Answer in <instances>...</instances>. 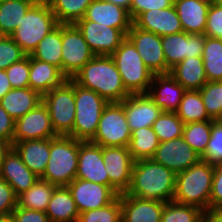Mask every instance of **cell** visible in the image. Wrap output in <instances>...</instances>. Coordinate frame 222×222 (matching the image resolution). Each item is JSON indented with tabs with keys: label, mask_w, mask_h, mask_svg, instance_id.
I'll return each instance as SVG.
<instances>
[{
	"label": "cell",
	"mask_w": 222,
	"mask_h": 222,
	"mask_svg": "<svg viewBox=\"0 0 222 222\" xmlns=\"http://www.w3.org/2000/svg\"><path fill=\"white\" fill-rule=\"evenodd\" d=\"M176 173L152 159L134 162L127 195L162 202L173 201Z\"/></svg>",
	"instance_id": "obj_1"
},
{
	"label": "cell",
	"mask_w": 222,
	"mask_h": 222,
	"mask_svg": "<svg viewBox=\"0 0 222 222\" xmlns=\"http://www.w3.org/2000/svg\"><path fill=\"white\" fill-rule=\"evenodd\" d=\"M110 102H122L130 94L123 85L120 72L111 56L95 55L72 78Z\"/></svg>",
	"instance_id": "obj_2"
},
{
	"label": "cell",
	"mask_w": 222,
	"mask_h": 222,
	"mask_svg": "<svg viewBox=\"0 0 222 222\" xmlns=\"http://www.w3.org/2000/svg\"><path fill=\"white\" fill-rule=\"evenodd\" d=\"M214 176V164L200 160L187 170L176 174L173 201L209 209Z\"/></svg>",
	"instance_id": "obj_3"
},
{
	"label": "cell",
	"mask_w": 222,
	"mask_h": 222,
	"mask_svg": "<svg viewBox=\"0 0 222 222\" xmlns=\"http://www.w3.org/2000/svg\"><path fill=\"white\" fill-rule=\"evenodd\" d=\"M78 153L79 140L63 135L50 138V157L40 179L57 187L68 186L77 174Z\"/></svg>",
	"instance_id": "obj_4"
},
{
	"label": "cell",
	"mask_w": 222,
	"mask_h": 222,
	"mask_svg": "<svg viewBox=\"0 0 222 222\" xmlns=\"http://www.w3.org/2000/svg\"><path fill=\"white\" fill-rule=\"evenodd\" d=\"M111 57L130 95L148 93L154 73L144 65L137 49L127 37Z\"/></svg>",
	"instance_id": "obj_5"
},
{
	"label": "cell",
	"mask_w": 222,
	"mask_h": 222,
	"mask_svg": "<svg viewBox=\"0 0 222 222\" xmlns=\"http://www.w3.org/2000/svg\"><path fill=\"white\" fill-rule=\"evenodd\" d=\"M58 25L46 0L37 1L23 16L10 35L20 48L30 55L40 41Z\"/></svg>",
	"instance_id": "obj_6"
},
{
	"label": "cell",
	"mask_w": 222,
	"mask_h": 222,
	"mask_svg": "<svg viewBox=\"0 0 222 222\" xmlns=\"http://www.w3.org/2000/svg\"><path fill=\"white\" fill-rule=\"evenodd\" d=\"M75 121L69 135L80 141H91L98 129L99 120L108 101L95 91L74 82Z\"/></svg>",
	"instance_id": "obj_7"
},
{
	"label": "cell",
	"mask_w": 222,
	"mask_h": 222,
	"mask_svg": "<svg viewBox=\"0 0 222 222\" xmlns=\"http://www.w3.org/2000/svg\"><path fill=\"white\" fill-rule=\"evenodd\" d=\"M46 105L52 127L57 135L69 136L75 121L74 81L65 80L42 96Z\"/></svg>",
	"instance_id": "obj_8"
},
{
	"label": "cell",
	"mask_w": 222,
	"mask_h": 222,
	"mask_svg": "<svg viewBox=\"0 0 222 222\" xmlns=\"http://www.w3.org/2000/svg\"><path fill=\"white\" fill-rule=\"evenodd\" d=\"M131 135L124 106L120 102H110L101 114L97 132L91 142L101 147H128Z\"/></svg>",
	"instance_id": "obj_9"
},
{
	"label": "cell",
	"mask_w": 222,
	"mask_h": 222,
	"mask_svg": "<svg viewBox=\"0 0 222 222\" xmlns=\"http://www.w3.org/2000/svg\"><path fill=\"white\" fill-rule=\"evenodd\" d=\"M95 55L75 24H62V74L72 79Z\"/></svg>",
	"instance_id": "obj_10"
},
{
	"label": "cell",
	"mask_w": 222,
	"mask_h": 222,
	"mask_svg": "<svg viewBox=\"0 0 222 222\" xmlns=\"http://www.w3.org/2000/svg\"><path fill=\"white\" fill-rule=\"evenodd\" d=\"M126 37L137 49L144 65L154 74L170 73L171 69L166 65L161 36L140 29L132 23Z\"/></svg>",
	"instance_id": "obj_11"
},
{
	"label": "cell",
	"mask_w": 222,
	"mask_h": 222,
	"mask_svg": "<svg viewBox=\"0 0 222 222\" xmlns=\"http://www.w3.org/2000/svg\"><path fill=\"white\" fill-rule=\"evenodd\" d=\"M102 156L109 176L110 188L118 195L126 193L131 184L135 162L128 147H102Z\"/></svg>",
	"instance_id": "obj_12"
},
{
	"label": "cell",
	"mask_w": 222,
	"mask_h": 222,
	"mask_svg": "<svg viewBox=\"0 0 222 222\" xmlns=\"http://www.w3.org/2000/svg\"><path fill=\"white\" fill-rule=\"evenodd\" d=\"M75 25L94 55L111 56L126 38L121 30L97 22L78 20Z\"/></svg>",
	"instance_id": "obj_13"
},
{
	"label": "cell",
	"mask_w": 222,
	"mask_h": 222,
	"mask_svg": "<svg viewBox=\"0 0 222 222\" xmlns=\"http://www.w3.org/2000/svg\"><path fill=\"white\" fill-rule=\"evenodd\" d=\"M56 136L58 135L52 127L49 111L43 102L23 117L15 120L13 143L36 139H50Z\"/></svg>",
	"instance_id": "obj_14"
},
{
	"label": "cell",
	"mask_w": 222,
	"mask_h": 222,
	"mask_svg": "<svg viewBox=\"0 0 222 222\" xmlns=\"http://www.w3.org/2000/svg\"><path fill=\"white\" fill-rule=\"evenodd\" d=\"M151 159L178 174L199 162L201 157L181 136L161 142Z\"/></svg>",
	"instance_id": "obj_15"
},
{
	"label": "cell",
	"mask_w": 222,
	"mask_h": 222,
	"mask_svg": "<svg viewBox=\"0 0 222 222\" xmlns=\"http://www.w3.org/2000/svg\"><path fill=\"white\" fill-rule=\"evenodd\" d=\"M206 36L184 31L161 37L166 65L171 69L190 57H202Z\"/></svg>",
	"instance_id": "obj_16"
},
{
	"label": "cell",
	"mask_w": 222,
	"mask_h": 222,
	"mask_svg": "<svg viewBox=\"0 0 222 222\" xmlns=\"http://www.w3.org/2000/svg\"><path fill=\"white\" fill-rule=\"evenodd\" d=\"M67 187L79 213L102 208L112 203L119 196L107 185L76 178Z\"/></svg>",
	"instance_id": "obj_17"
},
{
	"label": "cell",
	"mask_w": 222,
	"mask_h": 222,
	"mask_svg": "<svg viewBox=\"0 0 222 222\" xmlns=\"http://www.w3.org/2000/svg\"><path fill=\"white\" fill-rule=\"evenodd\" d=\"M75 178L110 187L101 146L91 141L79 140L78 169Z\"/></svg>",
	"instance_id": "obj_18"
},
{
	"label": "cell",
	"mask_w": 222,
	"mask_h": 222,
	"mask_svg": "<svg viewBox=\"0 0 222 222\" xmlns=\"http://www.w3.org/2000/svg\"><path fill=\"white\" fill-rule=\"evenodd\" d=\"M130 130L133 132L142 127H152L162 113L153 99L146 94H133L122 102Z\"/></svg>",
	"instance_id": "obj_19"
},
{
	"label": "cell",
	"mask_w": 222,
	"mask_h": 222,
	"mask_svg": "<svg viewBox=\"0 0 222 222\" xmlns=\"http://www.w3.org/2000/svg\"><path fill=\"white\" fill-rule=\"evenodd\" d=\"M132 23L140 29L155 33L161 37L183 31L174 6L140 13Z\"/></svg>",
	"instance_id": "obj_20"
},
{
	"label": "cell",
	"mask_w": 222,
	"mask_h": 222,
	"mask_svg": "<svg viewBox=\"0 0 222 222\" xmlns=\"http://www.w3.org/2000/svg\"><path fill=\"white\" fill-rule=\"evenodd\" d=\"M80 20L113 27L121 30L125 35L132 25V19L126 9L105 0H93L87 8L85 16Z\"/></svg>",
	"instance_id": "obj_21"
},
{
	"label": "cell",
	"mask_w": 222,
	"mask_h": 222,
	"mask_svg": "<svg viewBox=\"0 0 222 222\" xmlns=\"http://www.w3.org/2000/svg\"><path fill=\"white\" fill-rule=\"evenodd\" d=\"M185 89L170 73L154 74L148 95L162 111L175 112Z\"/></svg>",
	"instance_id": "obj_22"
},
{
	"label": "cell",
	"mask_w": 222,
	"mask_h": 222,
	"mask_svg": "<svg viewBox=\"0 0 222 222\" xmlns=\"http://www.w3.org/2000/svg\"><path fill=\"white\" fill-rule=\"evenodd\" d=\"M166 202L121 194V222H161Z\"/></svg>",
	"instance_id": "obj_23"
},
{
	"label": "cell",
	"mask_w": 222,
	"mask_h": 222,
	"mask_svg": "<svg viewBox=\"0 0 222 222\" xmlns=\"http://www.w3.org/2000/svg\"><path fill=\"white\" fill-rule=\"evenodd\" d=\"M0 177L13 188L17 197L39 180V177L23 163L13 148L5 155Z\"/></svg>",
	"instance_id": "obj_24"
},
{
	"label": "cell",
	"mask_w": 222,
	"mask_h": 222,
	"mask_svg": "<svg viewBox=\"0 0 222 222\" xmlns=\"http://www.w3.org/2000/svg\"><path fill=\"white\" fill-rule=\"evenodd\" d=\"M67 78L55 65L29 55V87L41 96L60 86Z\"/></svg>",
	"instance_id": "obj_25"
},
{
	"label": "cell",
	"mask_w": 222,
	"mask_h": 222,
	"mask_svg": "<svg viewBox=\"0 0 222 222\" xmlns=\"http://www.w3.org/2000/svg\"><path fill=\"white\" fill-rule=\"evenodd\" d=\"M23 163L39 178L43 175L50 157V139H36L12 144Z\"/></svg>",
	"instance_id": "obj_26"
},
{
	"label": "cell",
	"mask_w": 222,
	"mask_h": 222,
	"mask_svg": "<svg viewBox=\"0 0 222 222\" xmlns=\"http://www.w3.org/2000/svg\"><path fill=\"white\" fill-rule=\"evenodd\" d=\"M174 8L183 31L188 34H204L209 5L198 0H174Z\"/></svg>",
	"instance_id": "obj_27"
},
{
	"label": "cell",
	"mask_w": 222,
	"mask_h": 222,
	"mask_svg": "<svg viewBox=\"0 0 222 222\" xmlns=\"http://www.w3.org/2000/svg\"><path fill=\"white\" fill-rule=\"evenodd\" d=\"M185 90H200L207 82L202 57L185 58L170 70Z\"/></svg>",
	"instance_id": "obj_28"
},
{
	"label": "cell",
	"mask_w": 222,
	"mask_h": 222,
	"mask_svg": "<svg viewBox=\"0 0 222 222\" xmlns=\"http://www.w3.org/2000/svg\"><path fill=\"white\" fill-rule=\"evenodd\" d=\"M42 102V96L30 87L11 89L0 100L3 109L15 120Z\"/></svg>",
	"instance_id": "obj_29"
},
{
	"label": "cell",
	"mask_w": 222,
	"mask_h": 222,
	"mask_svg": "<svg viewBox=\"0 0 222 222\" xmlns=\"http://www.w3.org/2000/svg\"><path fill=\"white\" fill-rule=\"evenodd\" d=\"M51 222H77L79 211L67 186L56 187L45 211Z\"/></svg>",
	"instance_id": "obj_30"
},
{
	"label": "cell",
	"mask_w": 222,
	"mask_h": 222,
	"mask_svg": "<svg viewBox=\"0 0 222 222\" xmlns=\"http://www.w3.org/2000/svg\"><path fill=\"white\" fill-rule=\"evenodd\" d=\"M39 0H0V36H10Z\"/></svg>",
	"instance_id": "obj_31"
},
{
	"label": "cell",
	"mask_w": 222,
	"mask_h": 222,
	"mask_svg": "<svg viewBox=\"0 0 222 222\" xmlns=\"http://www.w3.org/2000/svg\"><path fill=\"white\" fill-rule=\"evenodd\" d=\"M31 57L55 65L62 72V24L52 29L36 46Z\"/></svg>",
	"instance_id": "obj_32"
},
{
	"label": "cell",
	"mask_w": 222,
	"mask_h": 222,
	"mask_svg": "<svg viewBox=\"0 0 222 222\" xmlns=\"http://www.w3.org/2000/svg\"><path fill=\"white\" fill-rule=\"evenodd\" d=\"M56 187L39 178L32 187L17 197V206L45 212Z\"/></svg>",
	"instance_id": "obj_33"
},
{
	"label": "cell",
	"mask_w": 222,
	"mask_h": 222,
	"mask_svg": "<svg viewBox=\"0 0 222 222\" xmlns=\"http://www.w3.org/2000/svg\"><path fill=\"white\" fill-rule=\"evenodd\" d=\"M160 142L152 127H142L132 132L128 145L134 161L151 159Z\"/></svg>",
	"instance_id": "obj_34"
},
{
	"label": "cell",
	"mask_w": 222,
	"mask_h": 222,
	"mask_svg": "<svg viewBox=\"0 0 222 222\" xmlns=\"http://www.w3.org/2000/svg\"><path fill=\"white\" fill-rule=\"evenodd\" d=\"M58 24H75L93 0H46Z\"/></svg>",
	"instance_id": "obj_35"
},
{
	"label": "cell",
	"mask_w": 222,
	"mask_h": 222,
	"mask_svg": "<svg viewBox=\"0 0 222 222\" xmlns=\"http://www.w3.org/2000/svg\"><path fill=\"white\" fill-rule=\"evenodd\" d=\"M175 112L184 124L212 120L206 112L199 90H185Z\"/></svg>",
	"instance_id": "obj_36"
},
{
	"label": "cell",
	"mask_w": 222,
	"mask_h": 222,
	"mask_svg": "<svg viewBox=\"0 0 222 222\" xmlns=\"http://www.w3.org/2000/svg\"><path fill=\"white\" fill-rule=\"evenodd\" d=\"M204 69L208 81L222 80V39L205 38L202 53Z\"/></svg>",
	"instance_id": "obj_37"
},
{
	"label": "cell",
	"mask_w": 222,
	"mask_h": 222,
	"mask_svg": "<svg viewBox=\"0 0 222 222\" xmlns=\"http://www.w3.org/2000/svg\"><path fill=\"white\" fill-rule=\"evenodd\" d=\"M214 121H197L184 125L183 138L200 157L206 151Z\"/></svg>",
	"instance_id": "obj_38"
},
{
	"label": "cell",
	"mask_w": 222,
	"mask_h": 222,
	"mask_svg": "<svg viewBox=\"0 0 222 222\" xmlns=\"http://www.w3.org/2000/svg\"><path fill=\"white\" fill-rule=\"evenodd\" d=\"M184 125L176 112L162 111L152 128L161 143L183 136Z\"/></svg>",
	"instance_id": "obj_39"
},
{
	"label": "cell",
	"mask_w": 222,
	"mask_h": 222,
	"mask_svg": "<svg viewBox=\"0 0 222 222\" xmlns=\"http://www.w3.org/2000/svg\"><path fill=\"white\" fill-rule=\"evenodd\" d=\"M203 213L197 206L170 201L164 205L161 222H202Z\"/></svg>",
	"instance_id": "obj_40"
},
{
	"label": "cell",
	"mask_w": 222,
	"mask_h": 222,
	"mask_svg": "<svg viewBox=\"0 0 222 222\" xmlns=\"http://www.w3.org/2000/svg\"><path fill=\"white\" fill-rule=\"evenodd\" d=\"M199 91L208 116L222 120V80L208 81Z\"/></svg>",
	"instance_id": "obj_41"
},
{
	"label": "cell",
	"mask_w": 222,
	"mask_h": 222,
	"mask_svg": "<svg viewBox=\"0 0 222 222\" xmlns=\"http://www.w3.org/2000/svg\"><path fill=\"white\" fill-rule=\"evenodd\" d=\"M77 222H121V194L102 208L79 213Z\"/></svg>",
	"instance_id": "obj_42"
},
{
	"label": "cell",
	"mask_w": 222,
	"mask_h": 222,
	"mask_svg": "<svg viewBox=\"0 0 222 222\" xmlns=\"http://www.w3.org/2000/svg\"><path fill=\"white\" fill-rule=\"evenodd\" d=\"M27 54L10 36H0V70L21 61Z\"/></svg>",
	"instance_id": "obj_43"
},
{
	"label": "cell",
	"mask_w": 222,
	"mask_h": 222,
	"mask_svg": "<svg viewBox=\"0 0 222 222\" xmlns=\"http://www.w3.org/2000/svg\"><path fill=\"white\" fill-rule=\"evenodd\" d=\"M201 160L214 165L222 163V120L214 121L212 124L211 137Z\"/></svg>",
	"instance_id": "obj_44"
},
{
	"label": "cell",
	"mask_w": 222,
	"mask_h": 222,
	"mask_svg": "<svg viewBox=\"0 0 222 222\" xmlns=\"http://www.w3.org/2000/svg\"><path fill=\"white\" fill-rule=\"evenodd\" d=\"M12 89L29 87V55L6 70Z\"/></svg>",
	"instance_id": "obj_45"
},
{
	"label": "cell",
	"mask_w": 222,
	"mask_h": 222,
	"mask_svg": "<svg viewBox=\"0 0 222 222\" xmlns=\"http://www.w3.org/2000/svg\"><path fill=\"white\" fill-rule=\"evenodd\" d=\"M204 35L222 39V6L209 7Z\"/></svg>",
	"instance_id": "obj_46"
},
{
	"label": "cell",
	"mask_w": 222,
	"mask_h": 222,
	"mask_svg": "<svg viewBox=\"0 0 222 222\" xmlns=\"http://www.w3.org/2000/svg\"><path fill=\"white\" fill-rule=\"evenodd\" d=\"M174 5V0H132L129 15L132 21L140 14L153 9H166Z\"/></svg>",
	"instance_id": "obj_47"
},
{
	"label": "cell",
	"mask_w": 222,
	"mask_h": 222,
	"mask_svg": "<svg viewBox=\"0 0 222 222\" xmlns=\"http://www.w3.org/2000/svg\"><path fill=\"white\" fill-rule=\"evenodd\" d=\"M17 207V196L13 188L0 177V215L12 214Z\"/></svg>",
	"instance_id": "obj_48"
},
{
	"label": "cell",
	"mask_w": 222,
	"mask_h": 222,
	"mask_svg": "<svg viewBox=\"0 0 222 222\" xmlns=\"http://www.w3.org/2000/svg\"><path fill=\"white\" fill-rule=\"evenodd\" d=\"M209 208H222V163L214 165Z\"/></svg>",
	"instance_id": "obj_49"
},
{
	"label": "cell",
	"mask_w": 222,
	"mask_h": 222,
	"mask_svg": "<svg viewBox=\"0 0 222 222\" xmlns=\"http://www.w3.org/2000/svg\"><path fill=\"white\" fill-rule=\"evenodd\" d=\"M14 222H51L43 211L16 207L12 212Z\"/></svg>",
	"instance_id": "obj_50"
},
{
	"label": "cell",
	"mask_w": 222,
	"mask_h": 222,
	"mask_svg": "<svg viewBox=\"0 0 222 222\" xmlns=\"http://www.w3.org/2000/svg\"><path fill=\"white\" fill-rule=\"evenodd\" d=\"M15 119L0 105V139L13 144Z\"/></svg>",
	"instance_id": "obj_51"
},
{
	"label": "cell",
	"mask_w": 222,
	"mask_h": 222,
	"mask_svg": "<svg viewBox=\"0 0 222 222\" xmlns=\"http://www.w3.org/2000/svg\"><path fill=\"white\" fill-rule=\"evenodd\" d=\"M202 222H222V208H209L205 210Z\"/></svg>",
	"instance_id": "obj_52"
},
{
	"label": "cell",
	"mask_w": 222,
	"mask_h": 222,
	"mask_svg": "<svg viewBox=\"0 0 222 222\" xmlns=\"http://www.w3.org/2000/svg\"><path fill=\"white\" fill-rule=\"evenodd\" d=\"M12 89L5 70H0V100Z\"/></svg>",
	"instance_id": "obj_53"
},
{
	"label": "cell",
	"mask_w": 222,
	"mask_h": 222,
	"mask_svg": "<svg viewBox=\"0 0 222 222\" xmlns=\"http://www.w3.org/2000/svg\"><path fill=\"white\" fill-rule=\"evenodd\" d=\"M12 148V144L0 139V173L2 169V164L5 158V155Z\"/></svg>",
	"instance_id": "obj_54"
},
{
	"label": "cell",
	"mask_w": 222,
	"mask_h": 222,
	"mask_svg": "<svg viewBox=\"0 0 222 222\" xmlns=\"http://www.w3.org/2000/svg\"><path fill=\"white\" fill-rule=\"evenodd\" d=\"M126 9L129 12L132 0H105Z\"/></svg>",
	"instance_id": "obj_55"
},
{
	"label": "cell",
	"mask_w": 222,
	"mask_h": 222,
	"mask_svg": "<svg viewBox=\"0 0 222 222\" xmlns=\"http://www.w3.org/2000/svg\"><path fill=\"white\" fill-rule=\"evenodd\" d=\"M0 222H14L12 214L0 215Z\"/></svg>",
	"instance_id": "obj_56"
},
{
	"label": "cell",
	"mask_w": 222,
	"mask_h": 222,
	"mask_svg": "<svg viewBox=\"0 0 222 222\" xmlns=\"http://www.w3.org/2000/svg\"><path fill=\"white\" fill-rule=\"evenodd\" d=\"M199 2L205 3L209 6L214 5V0H198Z\"/></svg>",
	"instance_id": "obj_57"
},
{
	"label": "cell",
	"mask_w": 222,
	"mask_h": 222,
	"mask_svg": "<svg viewBox=\"0 0 222 222\" xmlns=\"http://www.w3.org/2000/svg\"><path fill=\"white\" fill-rule=\"evenodd\" d=\"M214 5L222 6V0H214Z\"/></svg>",
	"instance_id": "obj_58"
}]
</instances>
